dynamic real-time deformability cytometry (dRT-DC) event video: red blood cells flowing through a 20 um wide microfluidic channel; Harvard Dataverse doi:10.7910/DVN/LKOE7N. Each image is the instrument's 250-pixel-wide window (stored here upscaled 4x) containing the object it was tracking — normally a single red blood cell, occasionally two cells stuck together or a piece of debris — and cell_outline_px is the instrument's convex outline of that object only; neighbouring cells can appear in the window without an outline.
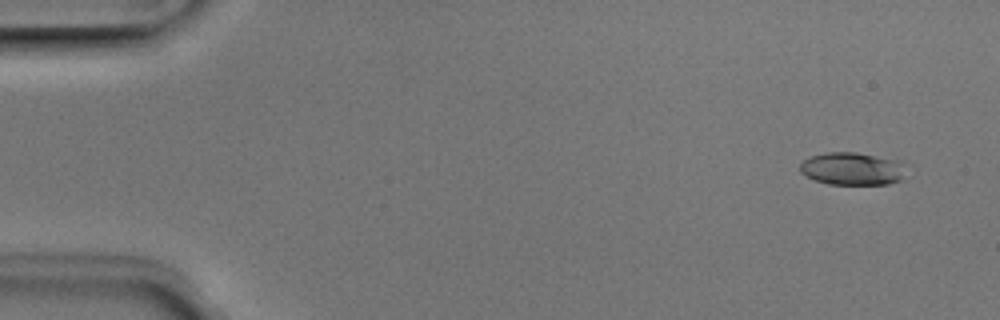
{"species": "Egyptian fruit bat (a non-hibernating species)", "species_latin": "Rousettus aegyptiacus", "temperature_condition": "room temperature", "stored_images_in_passage": 52, "camera_frame_rate_fps": 3000, "um_per_image_px": 0.085, "animal": {"sex": "male"}, "frame": {"image": 1, "passage_image": 4, "time_ms": 1.0, "image_size_px": [1000, 320], "cell_outline_px": [[900, 180], [888, 184], [828, 184], [816, 180], [800, 172], [800, 164], [804, 160], [812, 156], [824, 152], [856, 152], [896, 160], [900, 176]], "centroid_in_image_um": [72.3, 14.34], "position_along_channel_um": 12.7, "area_um2": 19.42}}
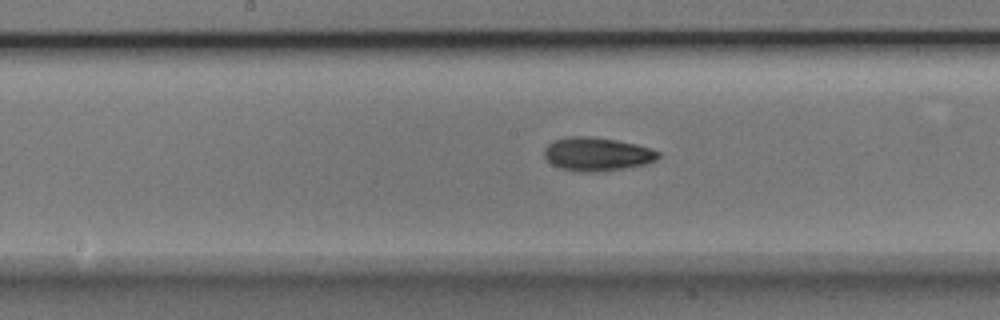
{"frame": {"image": 2, "passage_image": 27, "time_ms": 8.667, "image_size_px": [1000, 320], "cell_outline_px": [[660, 156], [656, 160], [648, 164], [624, 168], [596, 172], [576, 172], [560, 168], [552, 164], [544, 156], [544, 148], [548, 144], [556, 140], [568, 136], [588, 136], [616, 140], [636, 144], [652, 148], [660, 152]], "centroid_in_image_um": [50.76, 13.1], "position_along_channel_um": 197.4, "area_um2": 22.43}}
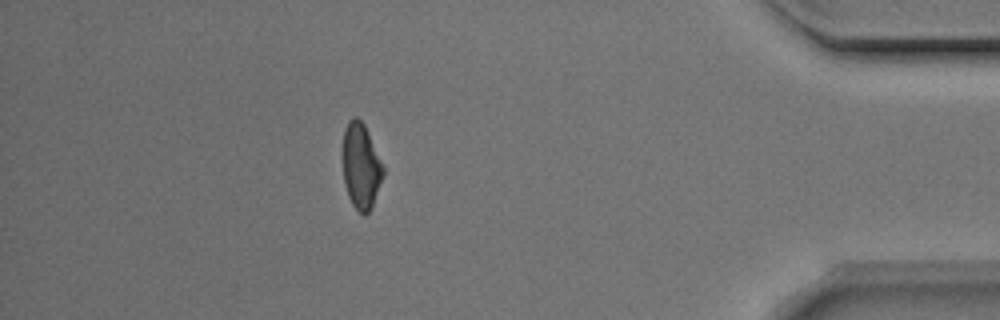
{"frame": {"image": 3, "passage_image": 46, "time_ms": 15.0, "image_size_px": [1000, 320], "cell_outline_px": [[384, 172], [372, 204], [368, 212], [364, 216], [352, 204], [348, 196], [344, 184], [344, 128], [348, 120], [352, 116], [356, 116], [364, 124], [384, 168]], "centroid_in_image_um": [30.67, 14.09], "position_along_channel_um": 404.5, "area_um2": 19.59}, "authors_computed_cell_mechanics": {"area_um2": 20.6346, "velocity_mm_per_s": 3.9874, "shape_relaxation_time_tau1_ms": 3.2115, "shape_relaxation_time_tau2_ms": 6.3951, "deformation_change_tau1": 0.1406, "deformation_change_tau2": 0.1271}}